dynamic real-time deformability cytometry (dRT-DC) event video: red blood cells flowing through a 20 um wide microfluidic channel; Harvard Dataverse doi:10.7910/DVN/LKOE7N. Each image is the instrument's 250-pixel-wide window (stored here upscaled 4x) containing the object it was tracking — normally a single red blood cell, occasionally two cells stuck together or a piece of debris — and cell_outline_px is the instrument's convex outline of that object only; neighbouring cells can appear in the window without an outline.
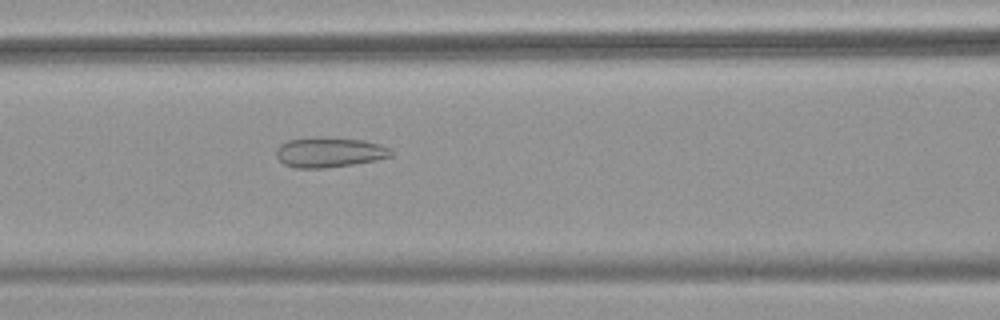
{"species": "common noctule bat (a hibernating species)", "species_latin": "Nyctalus noctula", "temperature_condition": "warm", "stored_images_in_passage": 53, "camera_frame_rate_fps": 3000, "um_per_image_px": 0.085, "animal": {"sex": "female", "body_mass_g": 18.4}, "frame": {"image": 1, "passage_image": 23, "time_ms": 7.333, "image_size_px": [1000, 320], "cell_outline_px": [[396, 152], [392, 156], [376, 160], [352, 164], [324, 168], [296, 168], [284, 164], [276, 156], [276, 148], [280, 144], [288, 140], [316, 136], [324, 136], [364, 140], [380, 144], [392, 148]], "centroid_in_image_um": [28.03, 12.92], "position_along_channel_um": 138.6, "area_um2": 20.52}}
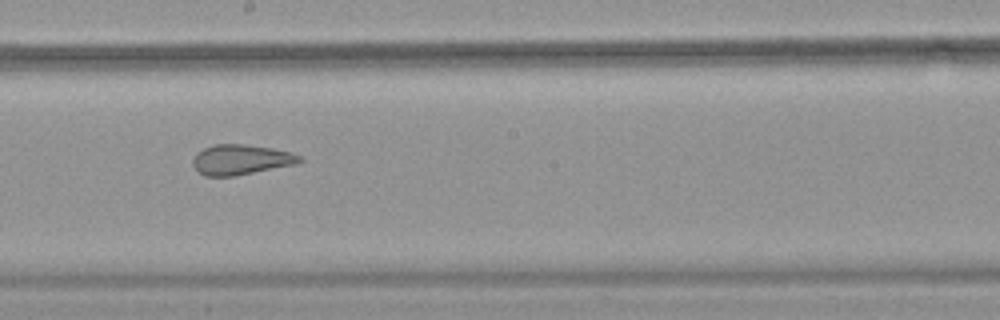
{"frame": {"image": 2, "passage_image": 30, "time_ms": 9.667, "image_size_px": [1000, 320], "cell_outline_px": [[304, 160], [296, 164], [232, 176], [204, 176], [192, 164], [192, 160], [196, 152], [204, 148], [216, 144], [244, 144], [272, 148], [292, 152], [304, 156]], "centroid_in_image_um": [20.51, 13.56], "position_along_channel_um": 227.7, "area_um2": 18.79}}
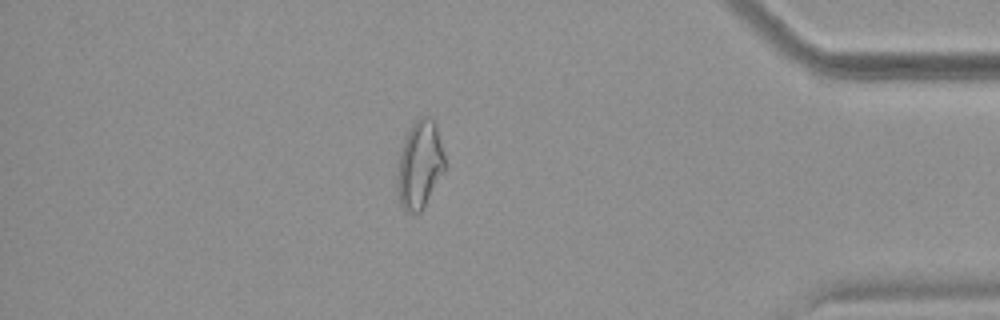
{"frame": {"image": 3, "passage_image": 46, "time_ms": 15.0, "image_size_px": [1000, 320], "cell_outline_px": [[444, 172], [424, 208], [420, 212], [408, 212], [400, 204], [396, 188], [396, 176], [400, 152], [408, 132], [412, 124], [420, 116], [428, 116], [436, 124], [444, 156]], "centroid_in_image_um": [35.66, 14.03], "position_along_channel_um": 399.5, "area_um2": 24.28}, "authors_computed_cell_mechanics": {"area_um2": 24.276, "velocity_mm_per_s": 3.8333, "shape_relaxation_time_tau1_ms": null, "shape_relaxation_time_tau2_ms": 1.4055, "deformation_change_tau1": null, "deformation_change_tau2": 0.1027}}